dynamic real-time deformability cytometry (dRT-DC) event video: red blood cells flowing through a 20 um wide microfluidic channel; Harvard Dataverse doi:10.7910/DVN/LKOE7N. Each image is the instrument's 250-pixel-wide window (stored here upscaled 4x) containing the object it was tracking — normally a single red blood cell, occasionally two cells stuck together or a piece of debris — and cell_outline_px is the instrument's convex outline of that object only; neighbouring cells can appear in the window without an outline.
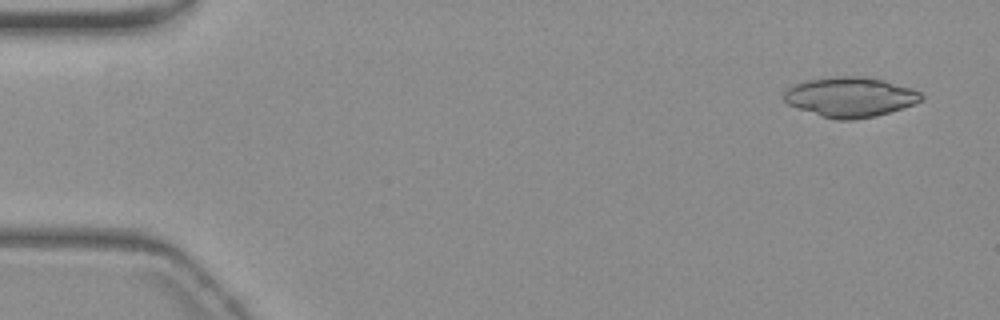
{"species": "common noctule bat (a hibernating species)", "species_latin": "Nyctalus noctula", "temperature_condition": "warm", "stored_images_in_passage": 54, "camera_frame_rate_fps": 3000, "um_per_image_px": 0.085, "animal": {"sex": "female", "body_mass_g": 19.3, "forearm_length_mm": 54.1}, "frame": {"image": 1, "passage_image": 2, "time_ms": 0.333, "image_size_px": [1000, 320], "cell_outline_px": [[924, 100], [876, 116], [852, 120], [836, 120], [820, 116], [788, 104], [784, 100], [784, 92], [788, 88], [796, 84], [808, 80], [840, 76], [856, 76], [884, 80], [912, 88], [920, 92], [924, 96]], "centroid_in_image_um": [72.28, 8.25], "position_along_channel_um": 12.7, "area_um2": 31.62}}